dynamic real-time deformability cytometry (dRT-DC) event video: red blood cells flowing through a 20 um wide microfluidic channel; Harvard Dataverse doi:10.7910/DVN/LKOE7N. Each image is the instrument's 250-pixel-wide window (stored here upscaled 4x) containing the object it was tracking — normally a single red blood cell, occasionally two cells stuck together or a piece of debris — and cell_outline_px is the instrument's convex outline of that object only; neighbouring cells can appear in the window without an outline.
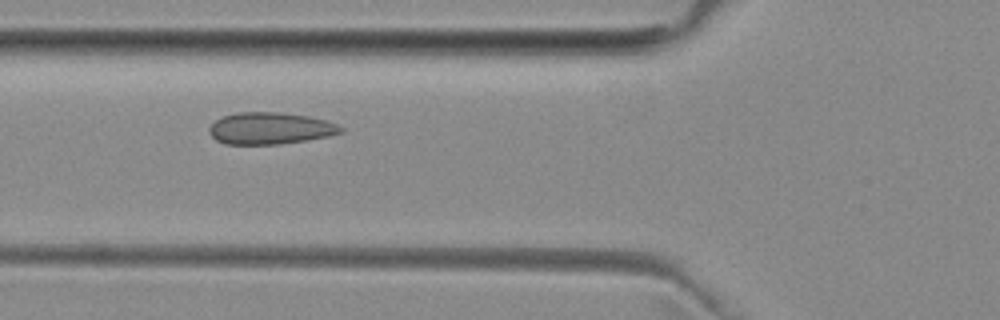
{"species": "common noctule bat (a hibernating species)", "species_latin": "Nyctalus noctula", "temperature_condition": "room temperature", "stored_images_in_passage": 5, "camera_frame_rate_fps": 3000, "um_per_image_px": 0.085, "animal": {"sex": "female", "body_mass_g": 29.2, "forearm_length_mm": 56.3}, "frame": {"image": 1, "passage_image": 3, "time_ms": 2.333, "image_size_px": [1000, 320], "cell_outline_px": [[344, 132], [328, 136], [308, 140], [280, 144], [224, 144], [216, 140], [208, 132], [208, 128], [216, 120], [224, 116], [236, 112], [276, 112], [308, 116], [328, 120], [344, 128]], "centroid_in_image_um": [22.98, 10.91], "position_along_channel_um": 102.8, "area_um2": 24.51}}
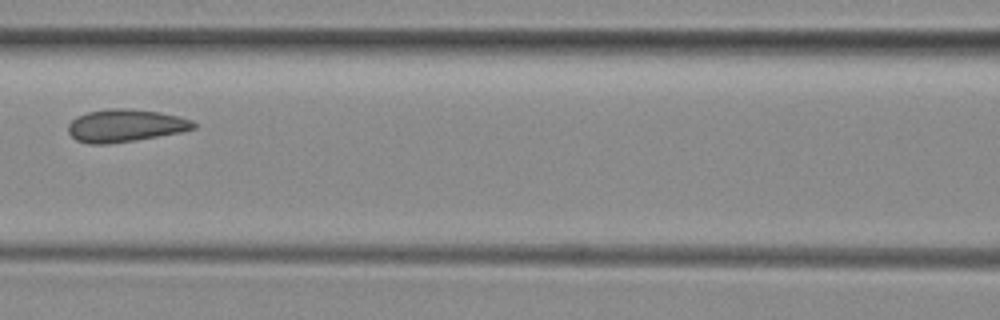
{"frame": {"image": 2, "passage_image": 4, "time_ms": 3.667, "image_size_px": [1000, 320], "cell_outline_px": [[196, 128], [180, 132], [136, 140], [108, 144], [88, 144], [76, 140], [68, 132], [68, 124], [76, 116], [88, 112], [108, 108], [128, 108], [160, 112], [180, 116], [192, 120], [196, 124]], "centroid_in_image_um": [10.64, 10.67], "position_along_channel_um": 156.0, "area_um2": 23.99}}
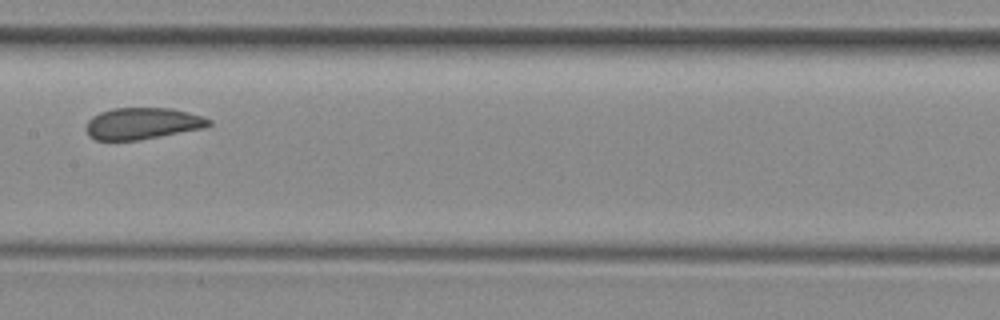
{"frame": {"image": 3, "passage_image": 5, "time_ms": 4.667, "image_size_px": [1000, 320], "cell_outline_px": [[212, 124], [200, 128], [136, 140], [96, 140], [88, 136], [84, 128], [88, 120], [92, 116], [100, 112], [112, 108], [172, 108], [204, 116], [212, 120]], "centroid_in_image_um": [12.05, 10.48], "position_along_channel_um": 195.3, "area_um2": 22.48}}